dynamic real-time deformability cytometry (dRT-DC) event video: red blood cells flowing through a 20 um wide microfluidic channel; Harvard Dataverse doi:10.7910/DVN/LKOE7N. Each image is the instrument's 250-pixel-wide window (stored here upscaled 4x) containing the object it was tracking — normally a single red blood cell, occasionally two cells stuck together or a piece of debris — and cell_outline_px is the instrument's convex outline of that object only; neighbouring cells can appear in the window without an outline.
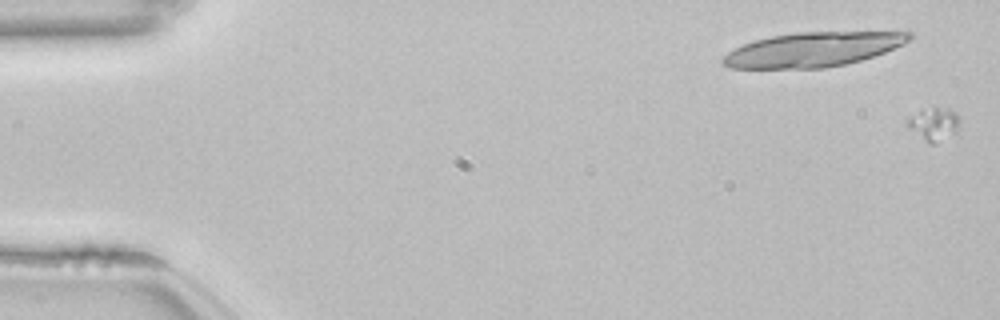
{"species": "common noctule bat (a hibernating species)", "species_latin": "Nyctalus noctula", "temperature_condition": "room temperature", "stored_images_in_passage": 55, "camera_frame_rate_fps": 3000, "um_per_image_px": 0.085, "animal": {"sex": "female", "body_mass_g": 22.7, "forearm_length_mm": 54.2}, "frame": {"image": 1, "passage_image": 1, "time_ms": 0.0, "image_size_px": [1000, 320], "cell_outline_px": [[960, 120], [956, 132], [936, 144], [928, 144], [908, 128], [904, 124], [904, 120], [908, 116], [932, 108], [948, 108], [956, 112], [960, 116]], "centroid_in_image_um": [79.36, 10.57], "position_along_channel_um": 5.6, "area_um2": 10.23}}
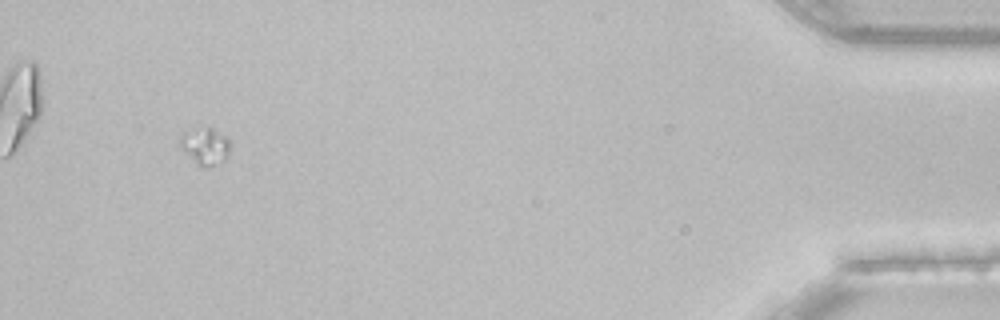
{"frame": {"image": 2, "passage_image": 52, "time_ms": 17.0, "image_size_px": [1000, 320], "cell_outline_px": [[228, 156], [224, 160], [208, 168], [204, 168], [180, 148], [180, 140], [184, 132], [208, 128], [212, 128], [228, 136]], "centroid_in_image_um": [17.47, 12.44], "position_along_channel_um": 417.7, "area_um2": 10.35}}